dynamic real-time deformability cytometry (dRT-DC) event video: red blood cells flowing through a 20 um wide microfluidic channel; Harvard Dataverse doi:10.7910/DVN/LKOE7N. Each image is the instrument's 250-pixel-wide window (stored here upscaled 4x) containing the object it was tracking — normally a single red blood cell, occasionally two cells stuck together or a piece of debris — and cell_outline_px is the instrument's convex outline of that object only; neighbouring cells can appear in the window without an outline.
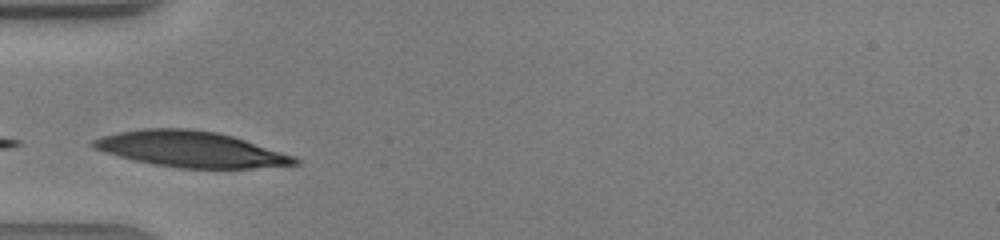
{"species": "human", "species_latin": "Homo sapiens", "temperature_condition": "warm", "stored_images_in_passage": 3, "camera_frame_rate_fps": 3000, "um_per_image_px": 0.085, "donor": {"sex": "male"}, "frame": {"image": 1, "passage_image": 1, "time_ms": 0.0, "image_size_px": [1000, 240], "cell_outline_px": [[300, 164], [252, 168], [180, 168], [156, 164], [136, 160], [120, 156], [92, 148], [88, 144], [92, 140], [100, 136], [120, 132], [144, 128], [188, 128], [216, 132], [232, 136], [296, 156], [300, 160]], "centroid_in_image_um": [16.22, 12.68], "position_along_channel_um": 68.8, "area_um2": 41.85}}